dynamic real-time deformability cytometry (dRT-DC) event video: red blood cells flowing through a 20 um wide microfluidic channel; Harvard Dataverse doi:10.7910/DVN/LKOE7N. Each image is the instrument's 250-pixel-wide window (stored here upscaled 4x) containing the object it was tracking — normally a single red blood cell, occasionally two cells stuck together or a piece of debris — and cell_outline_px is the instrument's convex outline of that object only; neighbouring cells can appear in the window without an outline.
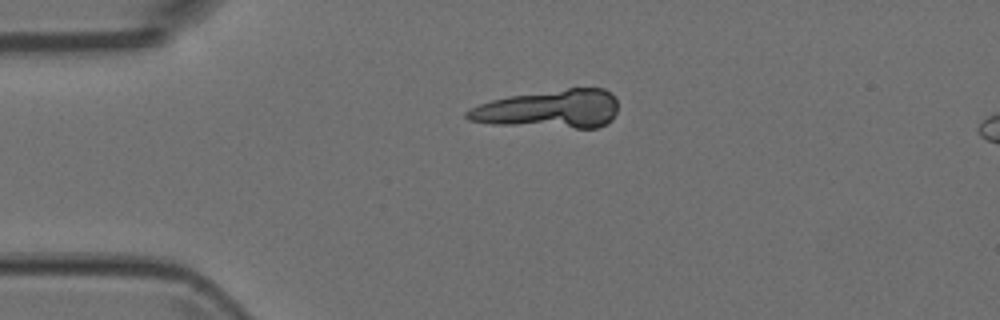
{"species": "Egyptian fruit bat (a non-hibernating species)", "species_latin": "Rousettus aegyptiacus", "temperature_condition": "room temperature", "stored_images_in_passage": 3, "camera_frame_rate_fps": 3000, "um_per_image_px": 0.085, "animal": {"sex": "female"}, "frame": {"image": 1, "passage_image": 1, "time_ms": 0.0, "image_size_px": [1000, 320], "cell_outline_px": [[616, 112], [612, 120], [608, 124], [596, 128], [576, 128], [492, 124], [468, 120], [464, 116], [464, 112], [480, 104], [492, 100], [508, 96], [568, 88], [604, 88], [612, 92], [616, 100]], "centroid_in_image_um": [46.72, 9.27], "position_along_channel_um": 38.3, "area_um2": 33.93}}